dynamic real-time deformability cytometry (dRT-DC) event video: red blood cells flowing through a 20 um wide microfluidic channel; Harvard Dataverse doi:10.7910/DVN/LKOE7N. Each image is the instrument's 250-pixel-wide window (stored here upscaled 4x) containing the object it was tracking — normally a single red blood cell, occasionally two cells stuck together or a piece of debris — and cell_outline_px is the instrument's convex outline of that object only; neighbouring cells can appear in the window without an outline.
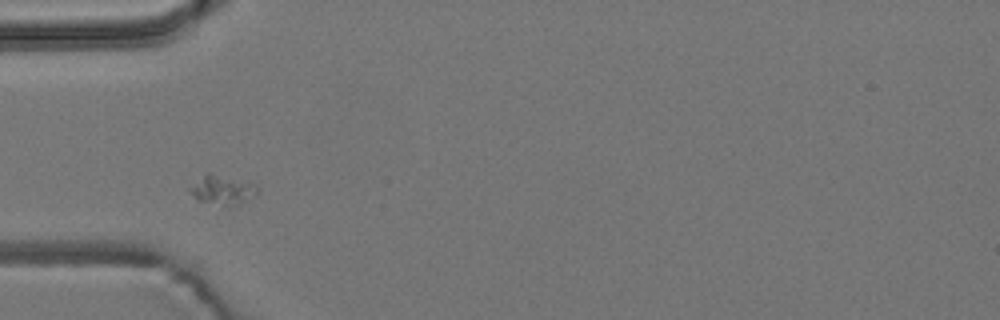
{"species": "common noctule bat (a hibernating species)", "species_latin": "Nyctalus noctula", "temperature_condition": "room temperature", "stored_images_in_passage": 13, "camera_frame_rate_fps": 3000, "um_per_image_px": 0.085, "animal": {"sex": "male", "body_mass_g": 19.2, "forearm_length_mm": 51.8}, "frame": {"image": 1, "passage_image": 5, "time_ms": 1.333, "image_size_px": [1000, 320], "cell_outline_px": [[260, 192], [256, 196], [232, 208], [228, 208], [200, 200], [192, 196], [188, 188], [208, 172], [212, 172], [252, 184], [260, 188]], "centroid_in_image_um": [18.95, 16.18], "position_along_channel_um": 66.0, "area_um2": 11.73}}
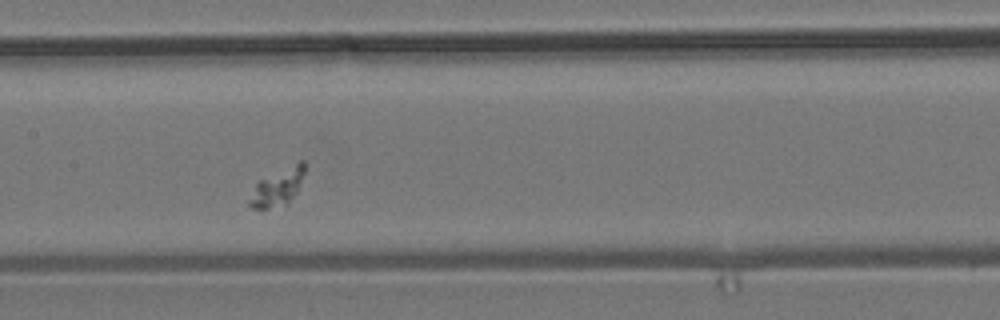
{"frame": {"image": 2, "passage_image": 8, "time_ms": 2.333, "image_size_px": [1000, 320], "cell_outline_px": [[304, 172], [296, 192], [288, 204], [268, 208], [252, 208], [248, 204], [248, 200], [256, 184], [260, 180], [300, 160], [304, 160]], "centroid_in_image_um": [23.59, 15.92], "position_along_channel_um": 183.8, "area_um2": 11.62}}
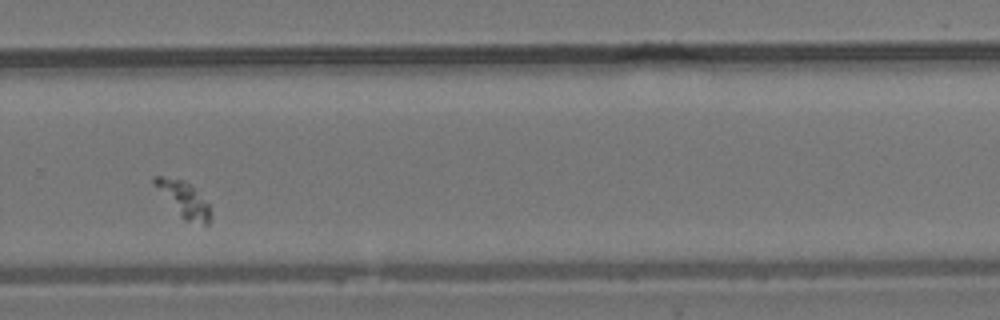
{"frame": {"image": 3, "passage_image": 11, "time_ms": 3.333, "image_size_px": [1000, 320], "cell_outline_px": [[212, 216], [208, 224], [204, 224], [184, 220], [180, 216], [152, 184], [152, 176], [160, 176], [184, 180], [208, 204]], "centroid_in_image_um": [15.58, 16.94], "position_along_channel_um": 314.2, "area_um2": 11.27}}